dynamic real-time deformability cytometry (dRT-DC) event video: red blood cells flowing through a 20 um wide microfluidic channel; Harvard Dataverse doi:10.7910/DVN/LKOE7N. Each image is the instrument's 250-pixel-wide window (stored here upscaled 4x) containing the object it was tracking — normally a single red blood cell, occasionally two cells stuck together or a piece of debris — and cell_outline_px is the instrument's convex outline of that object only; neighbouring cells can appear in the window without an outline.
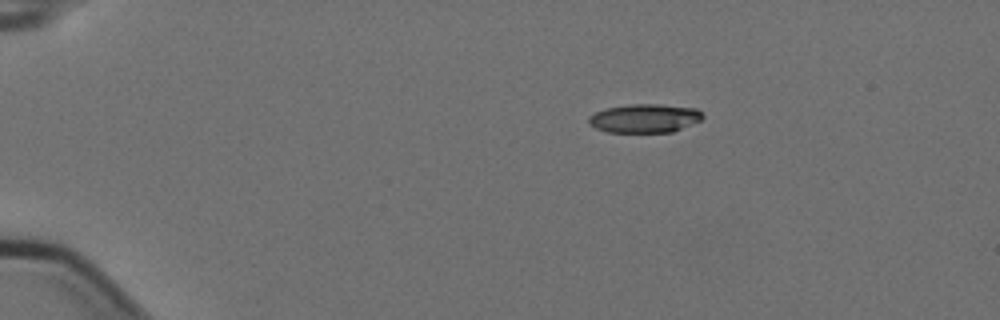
{"species": "Egyptian fruit bat (a non-hibernating species)", "species_latin": "Rousettus aegyptiacus", "temperature_condition": "cold", "stored_images_in_passage": 4, "camera_frame_rate_fps": 3000, "um_per_image_px": 0.085, "animal": {"sex": "female"}, "frame": {"image": 1, "passage_image": 2, "time_ms": 0.333, "image_size_px": [1000, 320], "cell_outline_px": [[704, 116], [700, 120], [672, 132], [608, 132], [596, 128], [588, 124], [588, 116], [596, 112], [608, 108], [628, 104], [660, 104], [696, 108]], "centroid_in_image_um": [54.77, 10.05], "position_along_channel_um": 30.2, "area_um2": 18.96}}